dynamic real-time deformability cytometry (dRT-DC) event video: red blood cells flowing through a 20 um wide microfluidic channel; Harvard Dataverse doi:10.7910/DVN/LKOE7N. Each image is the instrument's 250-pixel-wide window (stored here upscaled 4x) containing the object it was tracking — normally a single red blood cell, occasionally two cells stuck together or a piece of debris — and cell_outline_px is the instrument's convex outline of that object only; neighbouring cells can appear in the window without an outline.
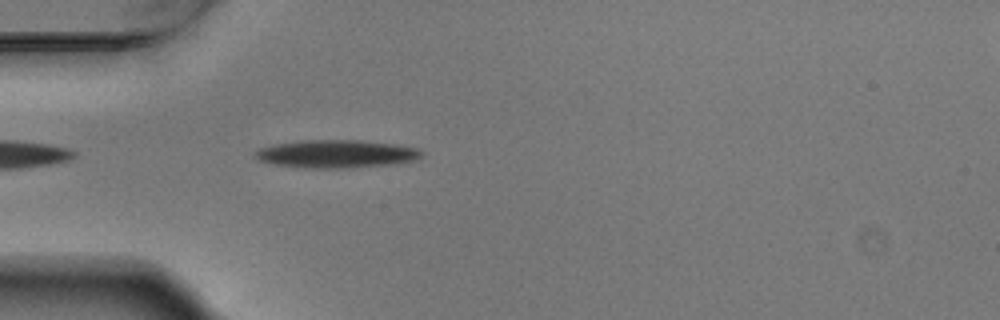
{"species": "Egyptian fruit bat (a non-hibernating species)", "species_latin": "Rousettus aegyptiacus", "temperature_condition": "warm", "stored_images_in_passage": 4, "camera_frame_rate_fps": 3000, "um_per_image_px": 0.085, "animal": {"sex": "male"}, "frame": {"image": 1, "passage_image": 4, "time_ms": 1.0, "image_size_px": [1000, 320], "cell_outline_px": [[424, 152], [420, 156], [412, 160], [392, 164], [348, 168], [304, 168], [276, 164], [260, 160], [252, 156], [260, 148], [276, 144], [300, 140], [360, 140], [400, 144], [420, 148]], "centroid_in_image_um": [28.63, 13.07], "position_along_channel_um": 56.4, "area_um2": 27.17}}